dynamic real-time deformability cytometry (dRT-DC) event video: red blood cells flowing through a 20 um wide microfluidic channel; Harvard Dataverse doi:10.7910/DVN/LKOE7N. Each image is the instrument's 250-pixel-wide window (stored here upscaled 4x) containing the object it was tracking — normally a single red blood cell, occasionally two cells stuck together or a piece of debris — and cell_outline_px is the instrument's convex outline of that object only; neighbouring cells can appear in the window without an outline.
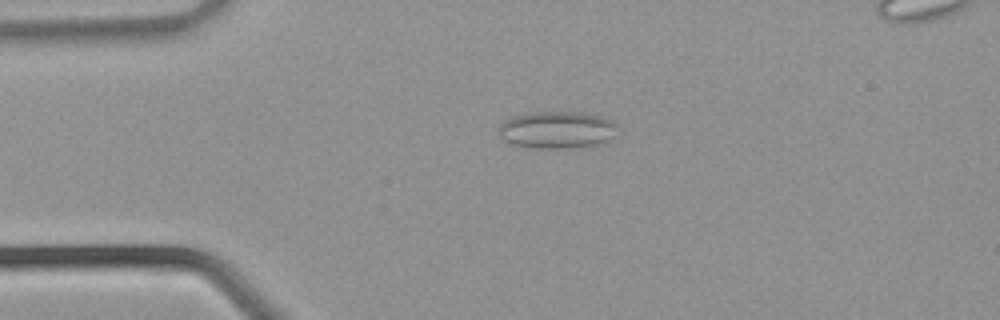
{"species": "common noctule bat (a hibernating species)", "species_latin": "Nyctalus noctula", "temperature_condition": "warm", "stored_images_in_passage": 31, "camera_frame_rate_fps": 3000, "um_per_image_px": 0.085, "animal": {"sex": "male", "body_mass_g": 21.5, "forearm_length_mm": 52.0}, "frame": {"image": 1, "passage_image": 5, "time_ms": 1.333, "image_size_px": [1000, 320], "cell_outline_px": [[616, 124], [612, 136], [600, 144], [572, 148], [540, 148], [516, 144], [500, 140], [496, 132], [500, 124], [504, 120], [512, 116], [532, 112], [584, 112], [600, 116], [612, 120]], "centroid_in_image_um": [47.27, 11.03], "position_along_channel_um": 37.7, "area_um2": 25.78}}
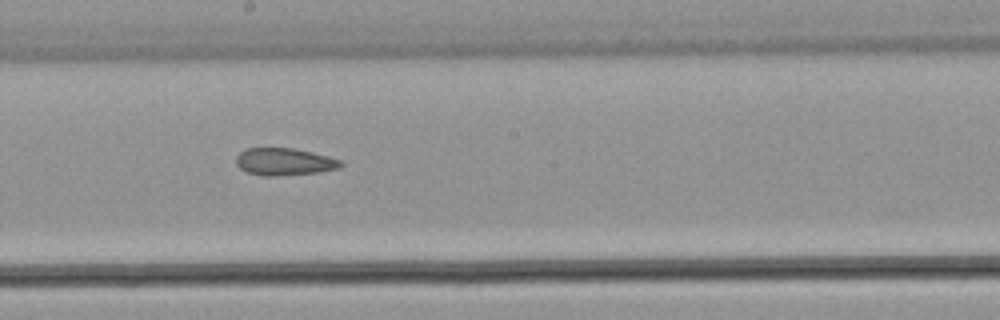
{"frame": {"image": 2, "passage_image": 16, "time_ms": 5.0, "image_size_px": [1000, 320], "cell_outline_px": [[344, 164], [336, 168], [320, 172], [276, 176], [264, 176], [248, 172], [240, 168], [236, 164], [236, 156], [244, 148], [292, 148], [312, 152], [328, 156], [340, 160]], "centroid_in_image_um": [24.14, 13.74], "position_along_channel_um": 224.1, "area_um2": 16.59}}
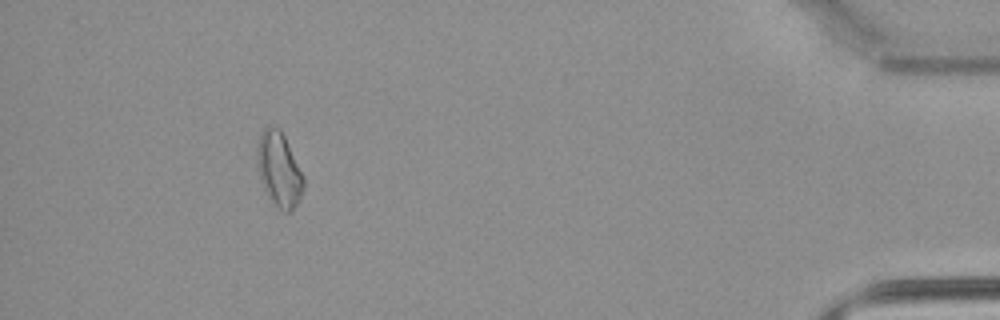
{"frame": {"image": 3, "passage_image": 29, "time_ms": 9.333, "image_size_px": [1000, 320], "cell_outline_px": [[304, 188], [300, 200], [288, 212], [284, 212], [272, 200], [264, 188], [260, 176], [256, 156], [256, 144], [264, 128], [268, 124], [276, 124], [280, 128], [284, 136], [304, 180]], "centroid_in_image_um": [23.7, 14.33], "position_along_channel_um": 411.5, "area_um2": 19.77}}